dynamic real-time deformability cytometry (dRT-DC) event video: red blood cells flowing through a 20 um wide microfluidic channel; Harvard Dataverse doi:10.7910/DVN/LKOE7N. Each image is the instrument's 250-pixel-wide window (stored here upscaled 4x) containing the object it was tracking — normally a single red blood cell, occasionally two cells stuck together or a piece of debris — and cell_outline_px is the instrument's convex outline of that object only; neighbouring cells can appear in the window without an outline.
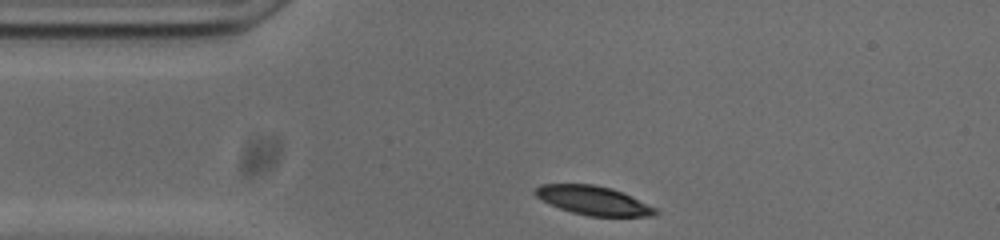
{"species": "common noctule bat (a hibernating species)", "species_latin": "Nyctalus noctula", "temperature_condition": "cold", "stored_images_in_passage": 33, "camera_frame_rate_fps": 3000, "um_per_image_px": 0.085, "animal": {"sex": "male", "body_mass_g": 20.0, "forearm_length_mm": 53.3}, "frame": {"image": 1, "passage_image": 1, "time_ms": 0.0, "image_size_px": [1000, 240], "cell_outline_px": [[660, 212], [656, 216], [588, 216], [572, 212], [560, 208], [536, 196], [532, 192], [540, 184], [592, 184], [612, 188], [656, 208]], "centroid_in_image_um": [50.44, 17.04], "position_along_channel_um": 34.6, "area_um2": 20.0}}
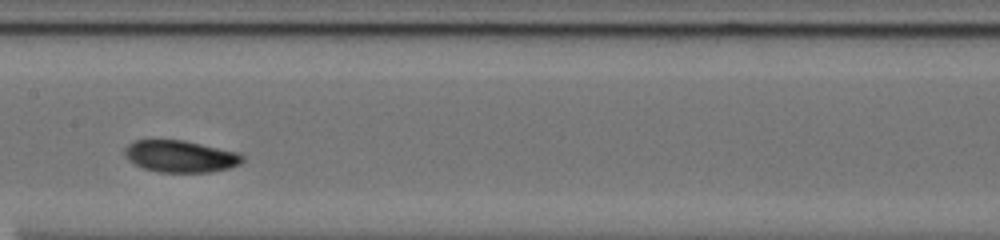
{"frame": {"image": 2, "passage_image": 16, "time_ms": 5.0, "image_size_px": [1000, 240], "cell_outline_px": [[244, 160], [240, 164], [228, 168], [208, 172], [160, 172], [144, 168], [128, 160], [124, 156], [124, 148], [128, 144], [136, 140], [184, 140], [240, 152], [244, 156]], "centroid_in_image_um": [15.35, 13.28], "position_along_channel_um": 192.0, "area_um2": 21.96}}
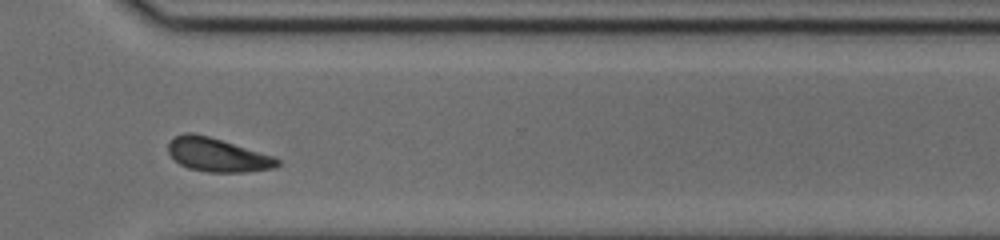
{"frame": {"image": 3, "passage_image": 29, "time_ms": 9.333, "image_size_px": [1000, 240], "cell_outline_px": [[280, 164], [276, 168], [244, 172], [204, 172], [188, 168], [180, 164], [168, 152], [168, 144], [176, 136], [184, 132], [192, 132], [208, 136], [272, 156], [280, 160]], "centroid_in_image_um": [18.47, 13.18], "position_along_channel_um": 352.1, "area_um2": 21.15}, "authors_computed_cell_mechanics": {"area_um2": 21.5016, "velocity_mm_per_s": 3.6933, "shape_relaxation_time_tau1_ms": 3.225, "shape_relaxation_time_tau2_ms": null, "deformation_change_tau1": 0.1224, "deformation_change_tau2": null}}